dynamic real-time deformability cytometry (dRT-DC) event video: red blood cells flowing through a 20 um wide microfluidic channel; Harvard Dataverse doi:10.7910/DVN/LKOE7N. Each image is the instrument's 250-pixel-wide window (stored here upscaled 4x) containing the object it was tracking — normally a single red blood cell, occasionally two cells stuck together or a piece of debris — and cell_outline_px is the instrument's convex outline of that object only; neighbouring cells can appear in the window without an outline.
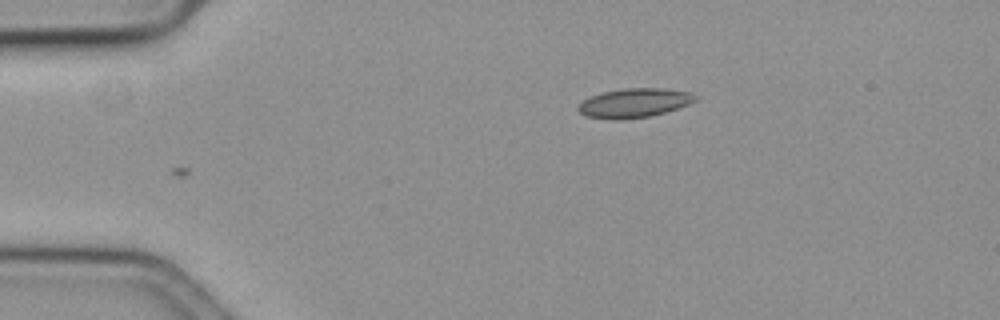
{"species": "common noctule bat (a hibernating species)", "species_latin": "Nyctalus noctula", "temperature_condition": "cold", "stored_images_in_passage": 2, "camera_frame_rate_fps": 3000, "um_per_image_px": 0.085, "animal": {"sex": "female", "body_mass_g": 19.3, "forearm_length_mm": 54.1}, "frame": {"image": 1, "passage_image": 1, "time_ms": 0.0, "image_size_px": [1000, 320], "cell_outline_px": [[700, 96], [696, 100], [688, 104], [664, 112], [648, 116], [620, 120], [608, 120], [584, 116], [576, 108], [584, 100], [592, 96], [604, 92], [624, 88], [660, 88], [692, 92]], "centroid_in_image_um": [53.91, 8.75], "position_along_channel_um": 31.1, "area_um2": 19.88}}